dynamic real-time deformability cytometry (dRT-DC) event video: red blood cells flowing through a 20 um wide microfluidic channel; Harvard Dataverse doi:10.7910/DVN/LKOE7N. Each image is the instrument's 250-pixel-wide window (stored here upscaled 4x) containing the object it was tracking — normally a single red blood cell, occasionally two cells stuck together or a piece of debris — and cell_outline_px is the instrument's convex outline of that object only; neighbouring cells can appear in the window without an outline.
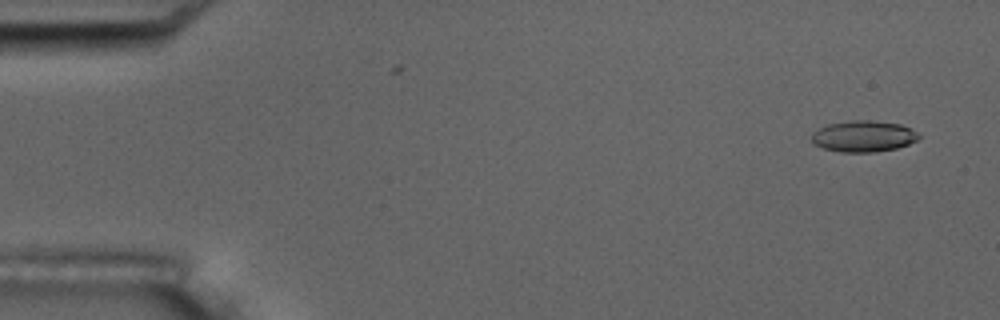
{"species": "common noctule bat (a hibernating species)", "species_latin": "Nyctalus noctula", "temperature_condition": "room temperature", "stored_images_in_passage": 2, "camera_frame_rate_fps": 3000, "um_per_image_px": 0.085, "animal": {"sex": "male", "body_mass_g": 17.5, "forearm_length_mm": 52.3}, "frame": {"image": 1, "passage_image": 2, "time_ms": 1.333, "image_size_px": [1000, 320], "cell_outline_px": [[920, 136], [916, 140], [908, 144], [896, 148], [876, 152], [840, 152], [824, 148], [816, 144], [812, 140], [812, 132], [828, 124], [852, 120], [872, 120], [900, 124], [912, 128]], "centroid_in_image_um": [73.41, 11.57], "position_along_channel_um": 11.6, "area_um2": 19.42}}